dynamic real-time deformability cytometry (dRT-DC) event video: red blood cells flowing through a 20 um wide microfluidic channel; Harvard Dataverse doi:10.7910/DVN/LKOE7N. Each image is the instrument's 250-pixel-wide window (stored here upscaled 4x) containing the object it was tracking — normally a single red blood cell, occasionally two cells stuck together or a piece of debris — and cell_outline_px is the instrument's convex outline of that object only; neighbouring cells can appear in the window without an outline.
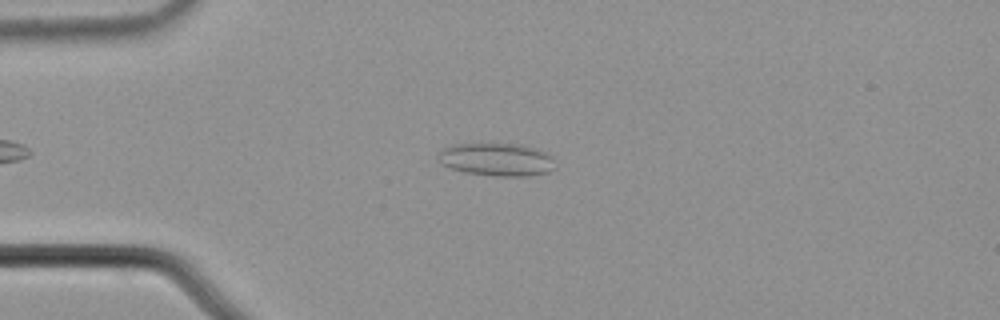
{"species": "common noctule bat (a hibernating species)", "species_latin": "Nyctalus noctula", "temperature_condition": "cold", "stored_images_in_passage": 51, "camera_frame_rate_fps": 3000, "um_per_image_px": 0.085, "animal": {"sex": "male", "body_mass_g": 21.5, "forearm_length_mm": 52.0}, "frame": {"image": 1, "passage_image": 10, "time_ms": 3.0, "image_size_px": [1000, 320], "cell_outline_px": [[552, 168], [548, 172], [528, 176], [496, 176], [464, 172], [440, 164], [436, 156], [444, 148], [452, 144], [488, 140], [520, 144], [544, 152], [552, 156]], "centroid_in_image_um": [42.12, 13.5], "position_along_channel_um": 42.9, "area_um2": 23.18}}
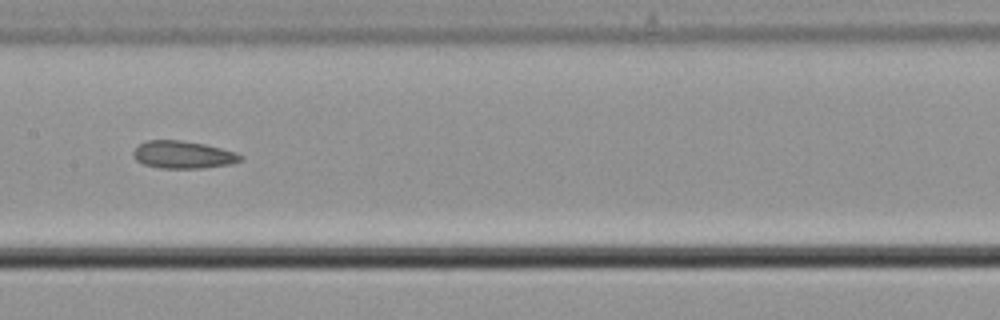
{"frame": {"image": 2, "passage_image": 24, "time_ms": 7.667, "image_size_px": [1000, 320], "cell_outline_px": [[244, 156], [240, 160], [228, 164], [200, 168], [160, 168], [144, 164], [136, 160], [132, 152], [140, 144], [148, 140], [180, 140], [204, 144], [236, 152]], "centroid_in_image_um": [15.54, 13.15], "position_along_channel_um": 191.9, "area_um2": 16.94}}
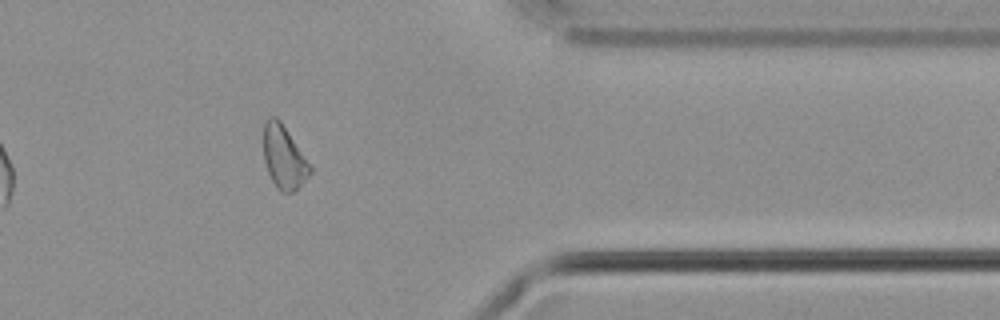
{"frame": {"image": 3, "passage_image": 41, "time_ms": 13.333, "image_size_px": [1000, 320], "cell_outline_px": [[312, 172], [292, 192], [280, 192], [276, 188], [268, 172], [264, 160], [264, 120], [268, 116], [276, 116], [280, 120], [312, 168]], "centroid_in_image_um": [24.1, 13.34], "position_along_channel_um": 387.3, "area_um2": 16.82}, "authors_computed_cell_mechanics": {"area_um2": 17.5134, "velocity_mm_per_s": 3.7473, "shape_relaxation_time_tau1_ms": null, "shape_relaxation_time_tau2_ms": 8.1291, "deformation_change_tau1": null, "deformation_change_tau2": 0.1614}}